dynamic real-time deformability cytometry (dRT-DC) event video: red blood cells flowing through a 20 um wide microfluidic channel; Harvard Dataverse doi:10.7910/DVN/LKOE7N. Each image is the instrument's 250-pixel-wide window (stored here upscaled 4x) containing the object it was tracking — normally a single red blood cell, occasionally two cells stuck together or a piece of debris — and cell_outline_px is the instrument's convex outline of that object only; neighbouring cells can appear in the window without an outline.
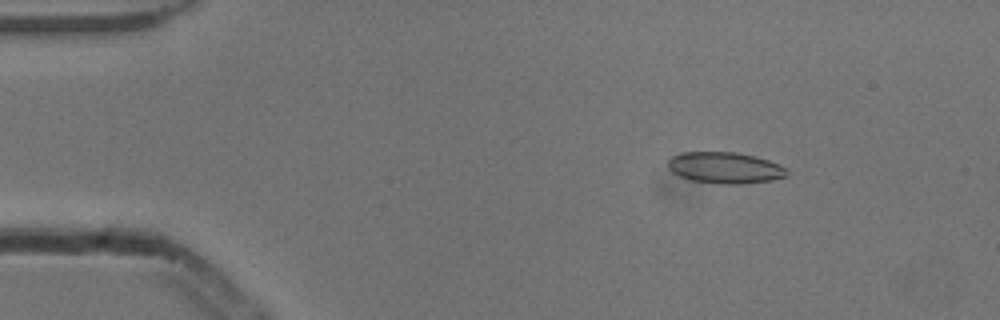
{"species": "common noctule bat (a hibernating species)", "species_latin": "Nyctalus noctula", "temperature_condition": "cold", "stored_images_in_passage": 50, "camera_frame_rate_fps": 3000, "um_per_image_px": 0.085, "animal": {"sex": "male", "body_mass_g": 13.3}, "frame": {"image": 1, "passage_image": 5, "time_ms": 1.333, "image_size_px": [1000, 320], "cell_outline_px": [[788, 176], [772, 180], [740, 184], [724, 184], [692, 180], [680, 176], [672, 172], [668, 168], [668, 160], [672, 156], [680, 152], [736, 152], [756, 156], [780, 164], [788, 172]], "centroid_in_image_um": [61.63, 14.25], "position_along_channel_um": 23.4, "area_um2": 21.73}}
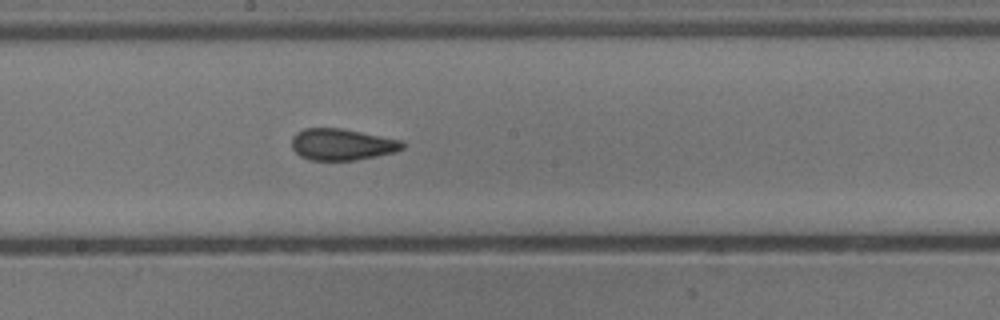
{"frame": {"image": 2, "passage_image": 26, "time_ms": 8.333, "image_size_px": [1000, 320], "cell_outline_px": [[404, 148], [396, 152], [356, 160], [308, 160], [300, 156], [292, 148], [292, 136], [296, 132], [304, 128], [340, 128], [404, 140]], "centroid_in_image_um": [29.08, 12.27], "position_along_channel_um": 219.1, "area_um2": 20.52}}
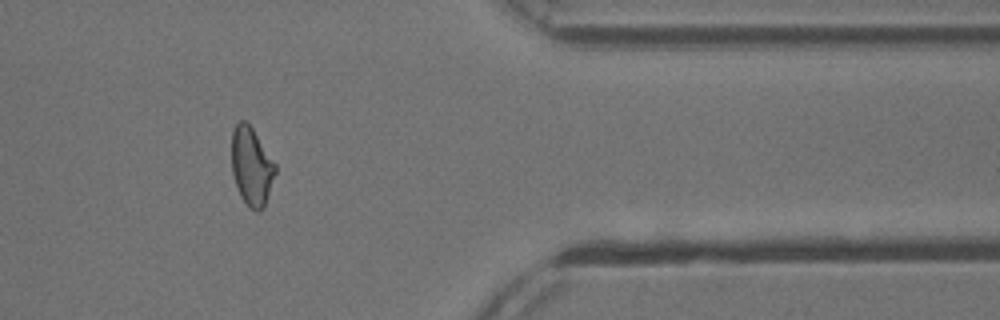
{"frame": {"image": 3, "passage_image": 41, "time_ms": 13.333, "image_size_px": [1000, 320], "cell_outline_px": [[276, 172], [264, 208], [256, 212], [248, 208], [240, 196], [232, 172], [232, 132], [236, 124], [240, 120], [244, 120], [252, 128], [276, 164]], "centroid_in_image_um": [21.38, 14.18], "position_along_channel_um": 390.0, "area_um2": 19.88}, "authors_computed_cell_mechanics": {"area_um2": 20.4323, "velocity_mm_per_s": 3.8736, "shape_relaxation_time_tau1_ms": null, "shape_relaxation_time_tau2_ms": 1.9277, "deformation_change_tau1": null, "deformation_change_tau2": 0.0732}}